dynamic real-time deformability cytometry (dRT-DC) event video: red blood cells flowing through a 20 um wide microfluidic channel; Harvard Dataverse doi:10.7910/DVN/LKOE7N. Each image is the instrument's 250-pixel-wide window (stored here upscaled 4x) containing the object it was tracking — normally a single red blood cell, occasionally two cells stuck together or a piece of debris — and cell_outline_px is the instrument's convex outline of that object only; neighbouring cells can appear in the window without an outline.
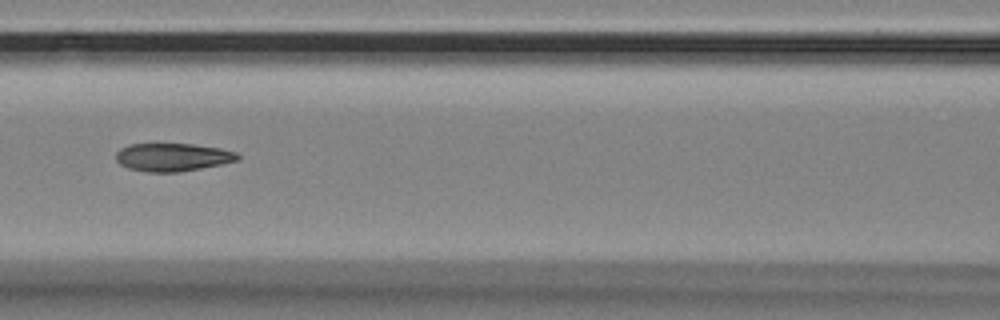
{"species": "Egyptian fruit bat (a non-hibernating species)", "species_latin": "Rousettus aegyptiacus", "temperature_condition": "room temperature", "stored_images_in_passage": 14, "camera_frame_rate_fps": 3000, "um_per_image_px": 0.085, "animal": {"sex": "female"}, "frame": {"image": 1, "passage_image": 6, "time_ms": 1.667, "image_size_px": [1000, 320], "cell_outline_px": [[240, 160], [180, 172], [148, 172], [128, 168], [120, 164], [116, 160], [116, 152], [120, 148], [128, 144], [192, 144], [220, 148], [236, 152], [240, 156]], "centroid_in_image_um": [14.66, 13.36], "position_along_channel_um": 151.9, "area_um2": 19.88}}
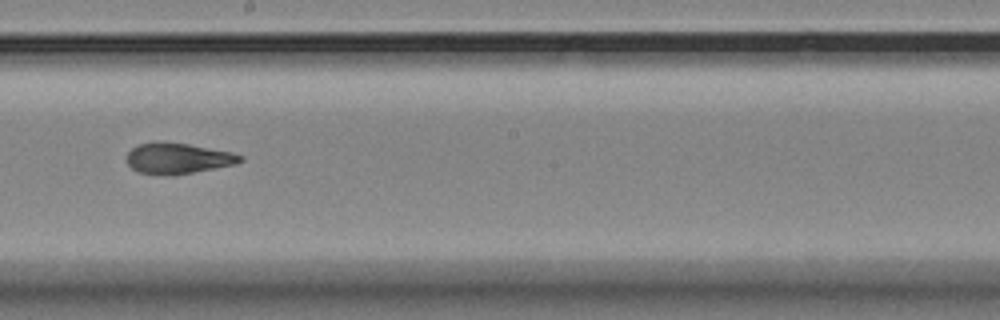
{"frame": {"image": 2, "passage_image": 8, "time_ms": 2.333, "image_size_px": [1000, 320], "cell_outline_px": [[244, 160], [236, 164], [172, 176], [168, 176], [140, 172], [132, 168], [128, 164], [128, 152], [132, 148], [140, 144], [156, 140], [188, 144], [232, 152], [244, 156]], "centroid_in_image_um": [15.14, 13.45], "position_along_channel_um": 233.1, "area_um2": 20.46}}
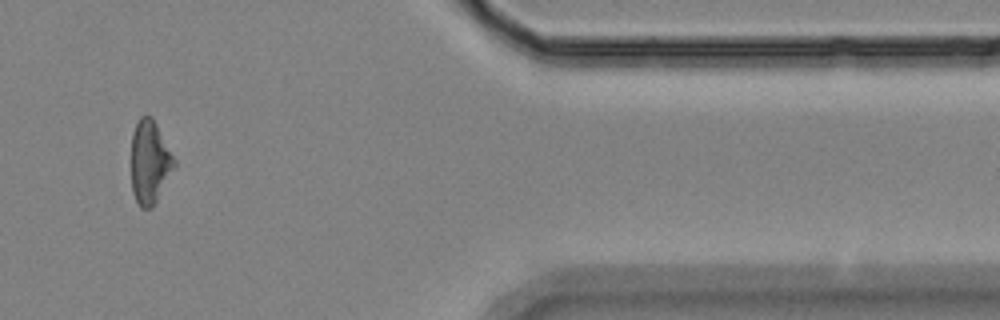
{"frame": {"image": 3, "passage_image": 12, "time_ms": 3.667, "image_size_px": [1000, 320], "cell_outline_px": [[176, 168], [152, 208], [140, 208], [132, 192], [132, 132], [140, 116], [152, 116], [176, 160]], "centroid_in_image_um": [12.75, 13.8], "position_along_channel_um": 398.6, "area_um2": 21.04}}